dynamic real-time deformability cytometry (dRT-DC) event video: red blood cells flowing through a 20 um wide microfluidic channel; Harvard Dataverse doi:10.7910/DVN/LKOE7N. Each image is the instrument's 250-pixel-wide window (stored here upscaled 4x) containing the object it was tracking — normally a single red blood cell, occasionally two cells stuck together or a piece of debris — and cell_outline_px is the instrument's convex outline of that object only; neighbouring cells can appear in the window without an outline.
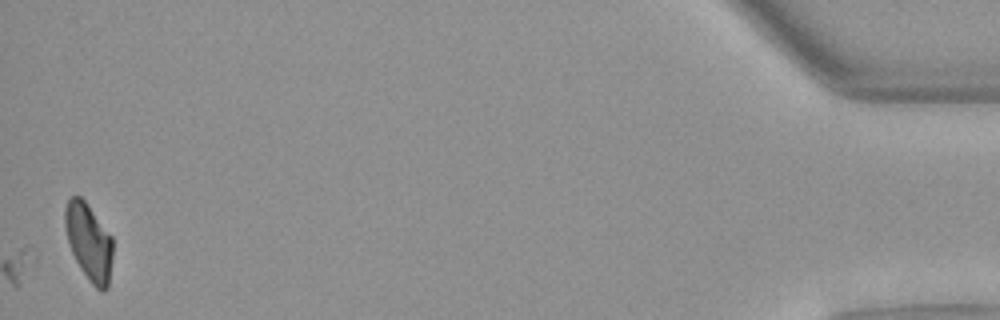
{"species": "Egyptian fruit bat (a non-hibernating species)", "species_latin": "Rousettus aegyptiacus", "temperature_condition": "warm", "stored_images_in_passage": 36, "camera_frame_rate_fps": 3000, "um_per_image_px": 0.085, "animal": {"sex": "female"}, "frame": {"image": 1, "passage_image": 36, "time_ms": 11.667, "image_size_px": [1000, 320], "cell_outline_px": [[112, 256], [108, 288], [104, 292], [100, 292], [88, 280], [80, 268], [72, 252], [64, 228], [64, 208], [68, 200], [72, 196], [80, 196], [88, 204], [112, 236]], "centroid_in_image_um": [7.55, 20.57], "position_along_channel_um": 427.6, "area_um2": 21.56}}